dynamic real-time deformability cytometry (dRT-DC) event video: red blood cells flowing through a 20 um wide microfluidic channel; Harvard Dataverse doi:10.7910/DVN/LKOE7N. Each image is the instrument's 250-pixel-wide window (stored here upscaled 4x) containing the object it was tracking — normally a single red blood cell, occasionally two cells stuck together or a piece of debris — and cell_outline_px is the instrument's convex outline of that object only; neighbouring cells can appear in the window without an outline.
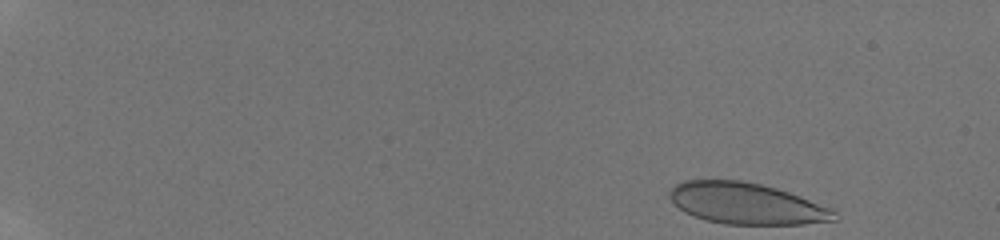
{"species": "human", "species_latin": "Homo sapiens", "temperature_condition": "room temperature", "stored_images_in_passage": 63, "camera_frame_rate_fps": 3000, "um_per_image_px": 0.085, "donor": {"sex": "male"}, "frame": {"image": 1, "passage_image": 1, "time_ms": 0.0, "image_size_px": [1000, 240], "cell_outline_px": [[836, 220], [804, 224], [724, 224], [704, 220], [684, 212], [668, 196], [668, 192], [676, 184], [684, 180], [740, 180], [760, 184], [776, 188], [800, 196], [828, 208], [836, 212]], "centroid_in_image_um": [63.4, 17.3], "position_along_channel_um": 21.6, "area_um2": 39.36}}
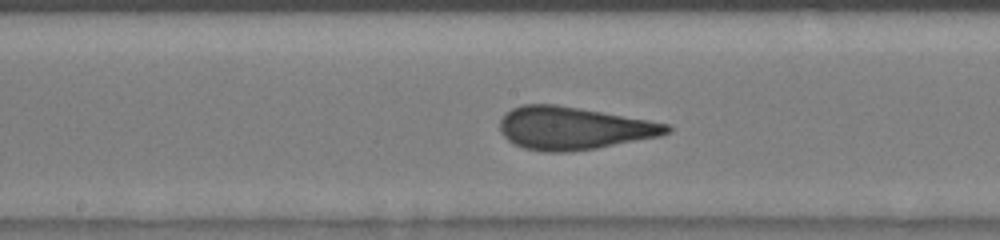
{"frame": {"image": 2, "passage_image": 29, "time_ms": 8.333, "image_size_px": [1000, 240], "cell_outline_px": [[672, 132], [660, 136], [596, 148], [568, 152], [544, 152], [524, 148], [512, 144], [500, 132], [500, 120], [512, 108], [524, 104], [556, 104], [580, 108], [648, 120], [668, 124], [672, 128]], "centroid_in_image_um": [48.74, 10.9], "position_along_channel_um": 199.5, "area_um2": 41.5}}
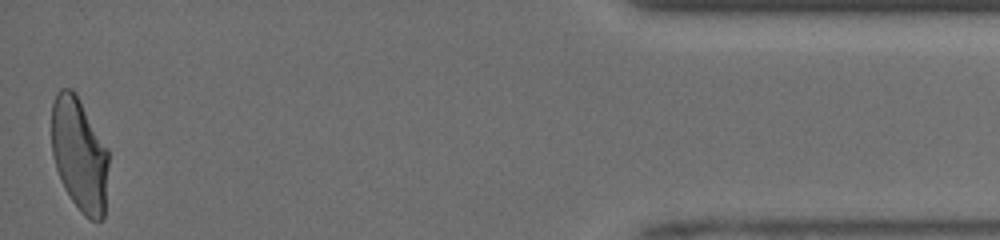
{"frame": {"image": 3, "passage_image": 62, "time_ms": 15.333, "image_size_px": [1000, 240], "cell_outline_px": [[108, 164], [104, 216], [100, 220], [92, 220], [84, 216], [72, 200], [64, 188], [56, 168], [52, 152], [52, 104], [56, 92], [60, 88], [72, 88], [76, 92], [108, 148]], "centroid_in_image_um": [6.75, 13.09], "position_along_channel_um": 428.5, "area_um2": 37.86}, "authors_computed_cell_mechanics": {"area_um2": 40.2288, "velocity_mm_per_s": 4.138, "shape_relaxation_time_tau1_ms": 8.2742, "shape_relaxation_time_tau2_ms": 0.5054, "deformation_change_tau1": 0.2403, "deformation_change_tau2": 0.084}}